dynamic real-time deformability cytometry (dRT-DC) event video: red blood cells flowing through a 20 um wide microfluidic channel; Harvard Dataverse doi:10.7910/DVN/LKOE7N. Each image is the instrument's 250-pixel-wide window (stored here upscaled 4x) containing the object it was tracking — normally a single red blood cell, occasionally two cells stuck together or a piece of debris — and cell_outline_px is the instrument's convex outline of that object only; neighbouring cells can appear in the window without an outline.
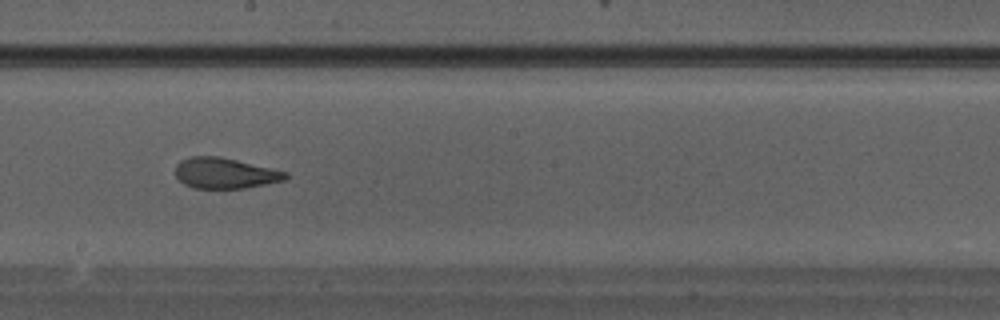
{"species": "Egyptian fruit bat (a non-hibernating species)", "species_latin": "Rousettus aegyptiacus", "temperature_condition": "warm", "stored_images_in_passage": 33, "camera_frame_rate_fps": 3000, "um_per_image_px": 0.085, "animal": {"sex": "male"}, "frame": {"image": 1, "passage_image": 19, "time_ms": 6.0, "image_size_px": [1000, 320], "cell_outline_px": [[288, 176], [284, 180], [244, 188], [196, 188], [184, 184], [176, 176], [176, 164], [180, 160], [188, 156], [220, 156], [272, 168], [288, 172]], "centroid_in_image_um": [19.1, 14.7], "position_along_channel_um": 229.1, "area_um2": 19.65}}